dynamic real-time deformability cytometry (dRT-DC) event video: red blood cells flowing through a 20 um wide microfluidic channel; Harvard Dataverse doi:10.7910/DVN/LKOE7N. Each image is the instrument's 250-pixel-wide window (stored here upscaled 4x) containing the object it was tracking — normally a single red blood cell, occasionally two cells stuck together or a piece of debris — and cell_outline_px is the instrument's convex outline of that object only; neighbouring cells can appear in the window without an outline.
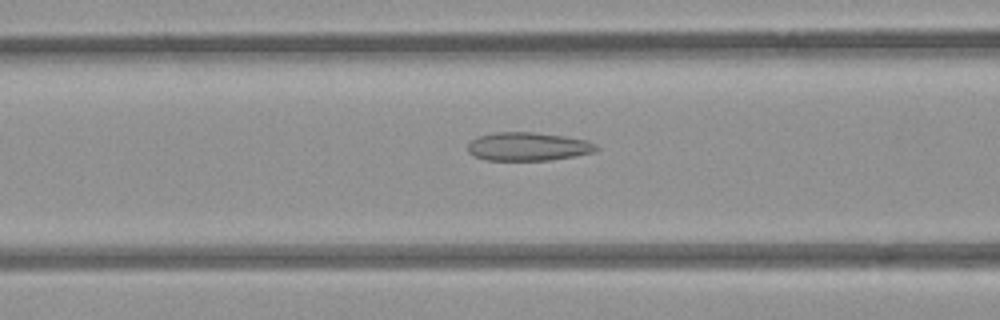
{"species": "common noctule bat (a hibernating species)", "species_latin": "Nyctalus noctula", "temperature_condition": "room temperature", "stored_images_in_passage": 28, "camera_frame_rate_fps": 3000, "um_per_image_px": 0.085, "animal": {"sex": "female", "body_mass_g": 21.9}, "frame": {"image": 1, "passage_image": 7, "time_ms": 2.0, "image_size_px": [1000, 320], "cell_outline_px": [[600, 148], [596, 152], [576, 156], [548, 160], [484, 160], [472, 156], [468, 152], [468, 144], [476, 136], [496, 132], [532, 132], [564, 136], [588, 140], [596, 144]], "centroid_in_image_um": [44.89, 12.46], "position_along_channel_um": 121.7, "area_um2": 21.56}}
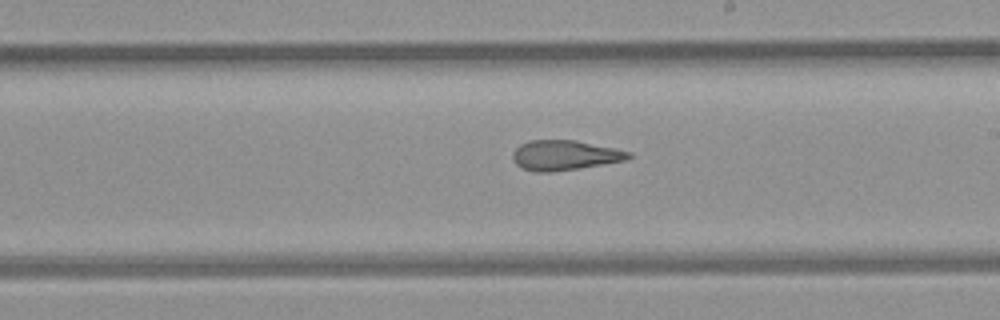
{"frame": {"image": 2, "passage_image": 16, "time_ms": 5.0, "image_size_px": [1000, 320], "cell_outline_px": [[632, 156], [624, 160], [580, 168], [552, 172], [536, 172], [520, 168], [516, 164], [512, 156], [512, 152], [520, 144], [532, 140], [576, 140], [616, 148], [632, 152]], "centroid_in_image_um": [47.98, 13.19], "position_along_channel_um": 241.0, "area_um2": 20.29}}
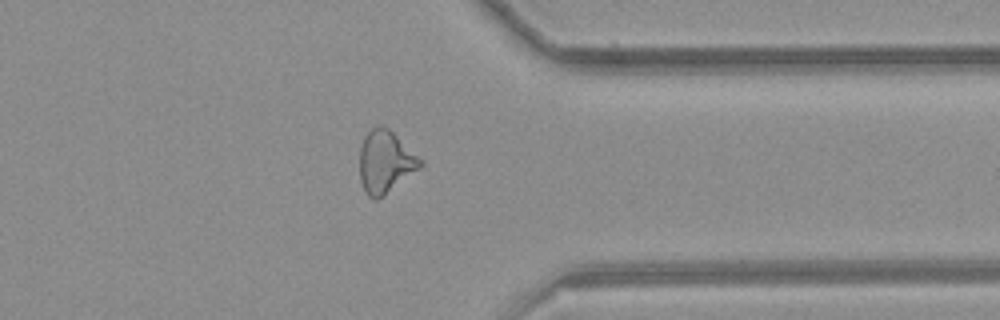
{"frame": {"image": 3, "passage_image": 27, "time_ms": 8.667, "image_size_px": [1000, 320], "cell_outline_px": [[424, 164], [420, 168], [376, 200], [372, 200], [368, 196], [360, 180], [360, 148], [364, 136], [372, 128], [380, 124], [388, 128], [424, 160]], "centroid_in_image_um": [32.76, 13.73], "position_along_channel_um": 378.6, "area_um2": 21.91}}